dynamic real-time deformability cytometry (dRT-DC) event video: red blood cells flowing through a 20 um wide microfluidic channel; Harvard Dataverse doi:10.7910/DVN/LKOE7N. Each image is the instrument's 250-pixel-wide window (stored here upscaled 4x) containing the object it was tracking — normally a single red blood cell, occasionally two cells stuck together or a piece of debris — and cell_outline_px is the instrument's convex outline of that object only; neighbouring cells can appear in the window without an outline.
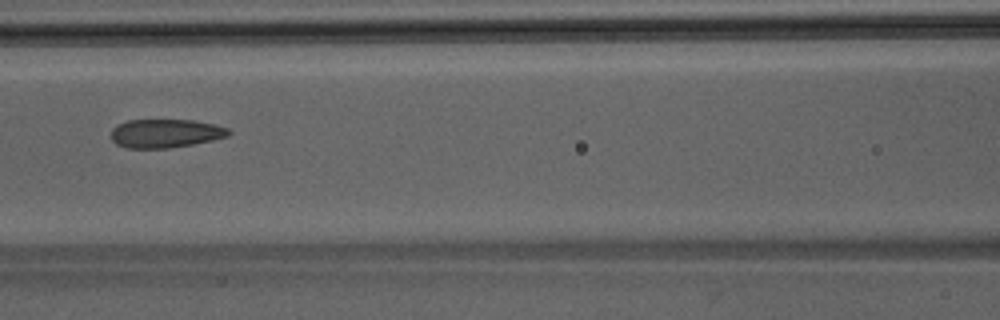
{"species": "Egyptian fruit bat (a non-hibernating species)", "species_latin": "Rousettus aegyptiacus", "temperature_condition": "room temperature", "stored_images_in_passage": 48, "camera_frame_rate_fps": 3000, "um_per_image_px": 0.085, "animal": {"sex": "male"}, "frame": {"image": 1, "passage_image": 22, "time_ms": 7.0, "image_size_px": [1000, 320], "cell_outline_px": [[232, 132], [228, 136], [212, 140], [192, 144], [168, 148], [124, 148], [116, 144], [112, 140], [112, 128], [116, 124], [128, 120], [196, 120], [228, 128]], "centroid_in_image_um": [14.04, 11.33], "position_along_channel_um": 152.6, "area_um2": 19.65}}
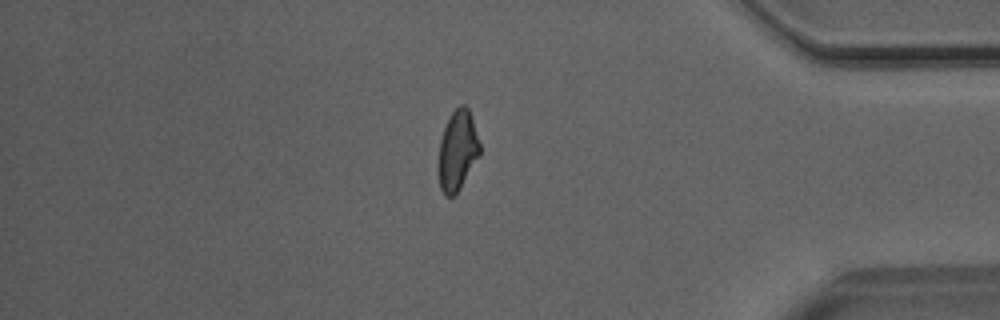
{"frame": {"image": 2, "passage_image": 41, "time_ms": 13.333, "image_size_px": [1000, 320], "cell_outline_px": [[480, 156], [460, 188], [452, 196], [444, 196], [440, 188], [436, 172], [436, 164], [440, 140], [444, 128], [452, 112], [460, 104], [464, 104], [468, 108], [472, 116], [480, 144]], "centroid_in_image_um": [38.86, 12.82], "position_along_channel_um": 396.3, "area_um2": 19.77}}
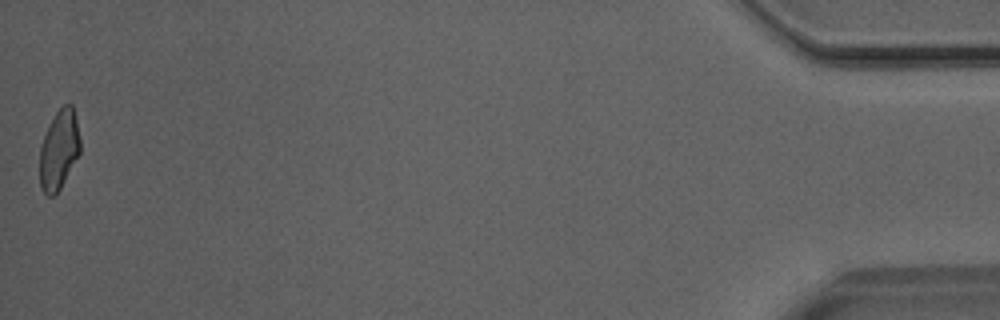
{"frame": {"image": 3, "passage_image": 48, "time_ms": 15.667, "image_size_px": [1000, 320], "cell_outline_px": [[80, 152], [60, 188], [52, 196], [48, 196], [44, 192], [40, 184], [40, 148], [48, 124], [56, 112], [64, 104], [72, 104], [76, 120], [80, 140]], "centroid_in_image_um": [5.01, 12.71], "position_along_channel_um": 430.2, "area_um2": 18.44}}